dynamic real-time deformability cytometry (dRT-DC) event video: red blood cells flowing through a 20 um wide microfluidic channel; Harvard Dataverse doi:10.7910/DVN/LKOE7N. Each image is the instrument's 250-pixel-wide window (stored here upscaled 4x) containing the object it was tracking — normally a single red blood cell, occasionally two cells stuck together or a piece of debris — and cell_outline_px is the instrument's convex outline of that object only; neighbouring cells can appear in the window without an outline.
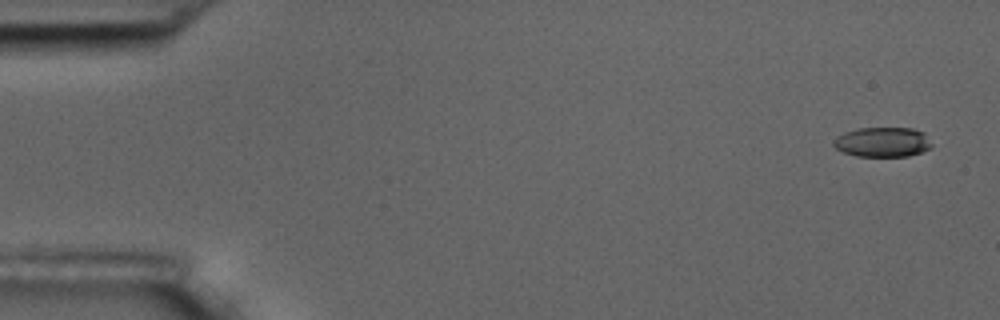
{"species": "common noctule bat (a hibernating species)", "species_latin": "Nyctalus noctula", "temperature_condition": "room temperature", "stored_images_in_passage": 6, "camera_frame_rate_fps": 3000, "um_per_image_px": 0.085, "animal": {"sex": "male", "body_mass_g": 17.5, "forearm_length_mm": 52.3}, "frame": {"image": 1, "passage_image": 1, "time_ms": 0.0, "image_size_px": [1000, 320], "cell_outline_px": [[932, 148], [908, 156], [856, 156], [844, 152], [836, 148], [832, 144], [832, 140], [836, 136], [844, 132], [856, 128], [912, 128], [924, 132], [932, 144]], "centroid_in_image_um": [75.0, 12.07], "position_along_channel_um": 10.0, "area_um2": 17.17}}
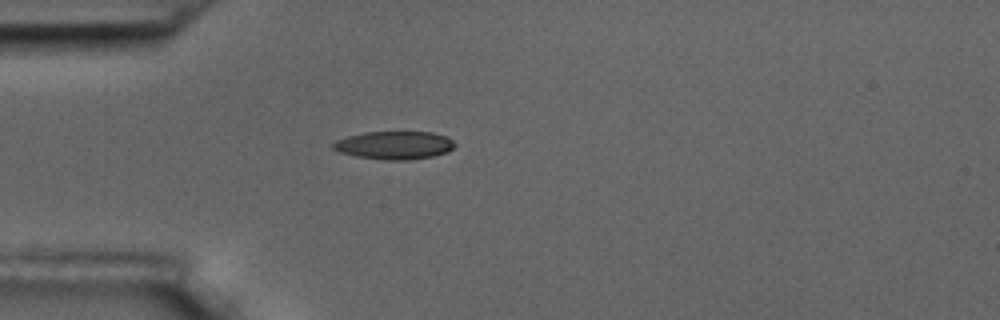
{"frame": {"image": 2, "passage_image": 5, "time_ms": 4.667, "image_size_px": [1000, 320], "cell_outline_px": [[456, 144], [448, 152], [432, 156], [408, 160], [384, 160], [356, 156], [340, 152], [332, 148], [332, 144], [336, 140], [348, 136], [364, 132], [432, 132], [448, 136]], "centroid_in_image_um": [33.53, 12.34], "position_along_channel_um": 51.5, "area_um2": 19.94}}